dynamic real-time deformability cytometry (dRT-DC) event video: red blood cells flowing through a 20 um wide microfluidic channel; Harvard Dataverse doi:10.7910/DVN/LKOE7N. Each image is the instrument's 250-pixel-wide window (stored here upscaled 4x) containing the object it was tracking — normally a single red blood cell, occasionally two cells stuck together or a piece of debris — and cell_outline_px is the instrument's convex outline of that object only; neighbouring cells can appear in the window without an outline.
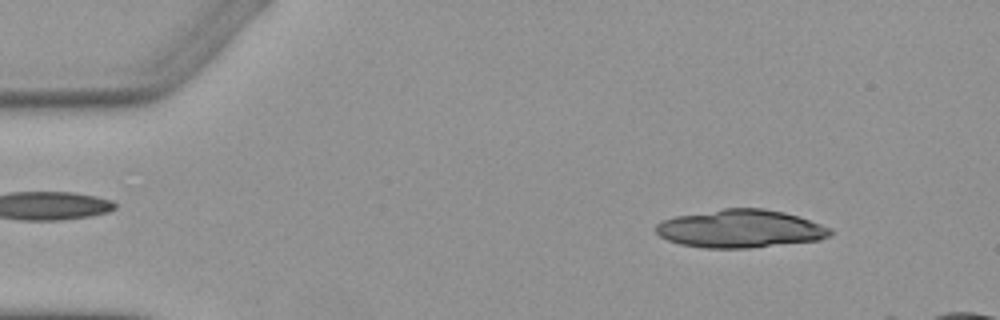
{"species": "Egyptian fruit bat (a non-hibernating species)", "species_latin": "Rousettus aegyptiacus", "temperature_condition": "warm", "stored_images_in_passage": 3, "segment_of_instrument_passage": [2, 2], "camera_frame_rate_fps": 3000, "um_per_image_px": 0.085, "animal": {"sex": "female"}, "frame": {"image": 1, "passage_image": 3, "time_ms": 3.0, "image_size_px": [1000, 320], "cell_outline_px": [[836, 232], [832, 236], [820, 240], [748, 248], [704, 248], [680, 244], [668, 240], [660, 236], [656, 232], [656, 224], [664, 220], [676, 216], [724, 208], [764, 208], [784, 212], [832, 228]], "centroid_in_image_um": [62.96, 19.45], "position_along_channel_um": 22.0, "area_um2": 38.67}}